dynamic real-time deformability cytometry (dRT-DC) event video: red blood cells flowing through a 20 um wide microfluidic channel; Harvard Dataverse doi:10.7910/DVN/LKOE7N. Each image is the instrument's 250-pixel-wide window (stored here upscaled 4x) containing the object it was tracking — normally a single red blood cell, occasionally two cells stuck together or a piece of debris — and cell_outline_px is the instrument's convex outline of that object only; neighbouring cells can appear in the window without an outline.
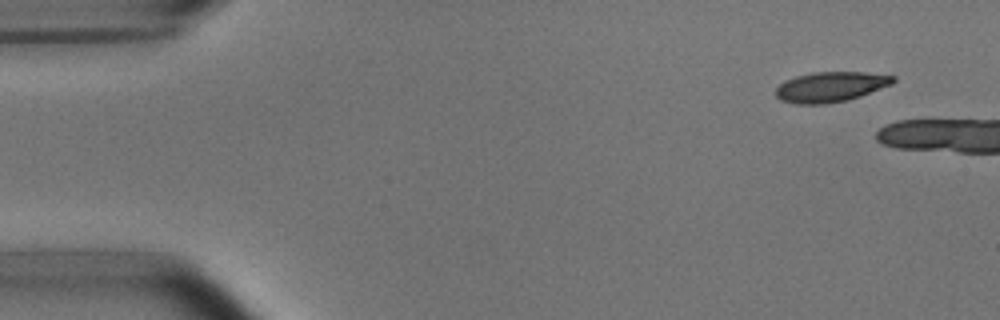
{"species": "common noctule bat (a hibernating species)", "species_latin": "Nyctalus noctula", "temperature_condition": "room temperature", "stored_images_in_passage": 3, "camera_frame_rate_fps": 3000, "um_per_image_px": 0.085, "animal": {"sex": "male", "body_mass_g": 15.6}, "frame": {"image": 1, "passage_image": 1, "time_ms": 0.0, "image_size_px": [1000, 320], "cell_outline_px": [[896, 80], [892, 84], [860, 96], [844, 100], [824, 104], [796, 104], [780, 100], [776, 96], [776, 88], [784, 80], [796, 76], [812, 72], [864, 72], [896, 76]], "centroid_in_image_um": [70.58, 7.37], "position_along_channel_um": 14.4, "area_um2": 20.58}}